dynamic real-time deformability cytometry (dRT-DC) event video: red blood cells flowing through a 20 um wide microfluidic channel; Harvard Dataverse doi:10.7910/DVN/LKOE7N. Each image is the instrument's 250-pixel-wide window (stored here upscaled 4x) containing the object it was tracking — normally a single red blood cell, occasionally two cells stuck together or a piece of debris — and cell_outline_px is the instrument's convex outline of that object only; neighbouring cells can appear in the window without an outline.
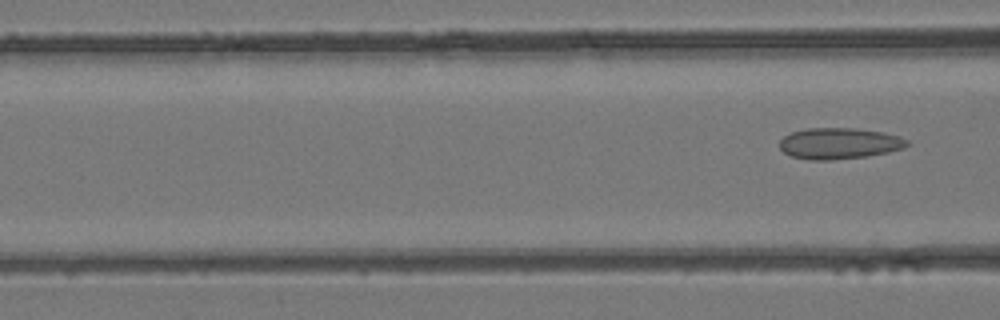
{"species": "common noctule bat (a hibernating species)", "species_latin": "Nyctalus noctula", "temperature_condition": "room temperature", "stored_images_in_passage": 7, "camera_frame_rate_fps": 3000, "um_per_image_px": 0.085, "animal": {"sex": "female", "body_mass_g": 24.6, "forearm_length_mm": 56.2}, "frame": {"image": 1, "passage_image": 7, "time_ms": 2.0, "image_size_px": [1000, 320], "cell_outline_px": [[912, 144], [904, 148], [888, 152], [868, 156], [832, 160], [808, 160], [792, 156], [784, 152], [780, 148], [780, 140], [784, 136], [792, 132], [804, 128], [856, 128], [884, 132], [900, 136], [908, 140]], "centroid_in_image_um": [71.37, 12.19], "position_along_channel_um": 95.2, "area_um2": 23.41}}